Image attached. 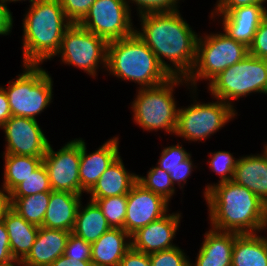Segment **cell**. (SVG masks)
I'll list each match as a JSON object with an SVG mask.
<instances>
[{
  "label": "cell",
  "instance_id": "6da1fadb",
  "mask_svg": "<svg viewBox=\"0 0 267 266\" xmlns=\"http://www.w3.org/2000/svg\"><path fill=\"white\" fill-rule=\"evenodd\" d=\"M181 13L178 10L139 15L135 32L171 77L187 78L195 65L199 32Z\"/></svg>",
  "mask_w": 267,
  "mask_h": 266
},
{
  "label": "cell",
  "instance_id": "7a4b0ae2",
  "mask_svg": "<svg viewBox=\"0 0 267 266\" xmlns=\"http://www.w3.org/2000/svg\"><path fill=\"white\" fill-rule=\"evenodd\" d=\"M204 201L210 228L239 234L263 231L267 204L233 180L213 185Z\"/></svg>",
  "mask_w": 267,
  "mask_h": 266
},
{
  "label": "cell",
  "instance_id": "3957f363",
  "mask_svg": "<svg viewBox=\"0 0 267 266\" xmlns=\"http://www.w3.org/2000/svg\"><path fill=\"white\" fill-rule=\"evenodd\" d=\"M22 15V64L44 65L59 52L66 29L72 24L59 0H39Z\"/></svg>",
  "mask_w": 267,
  "mask_h": 266
},
{
  "label": "cell",
  "instance_id": "277c9868",
  "mask_svg": "<svg viewBox=\"0 0 267 266\" xmlns=\"http://www.w3.org/2000/svg\"><path fill=\"white\" fill-rule=\"evenodd\" d=\"M106 74L121 82H134L136 89L155 87L171 78L136 32L108 42Z\"/></svg>",
  "mask_w": 267,
  "mask_h": 266
},
{
  "label": "cell",
  "instance_id": "5b68a950",
  "mask_svg": "<svg viewBox=\"0 0 267 266\" xmlns=\"http://www.w3.org/2000/svg\"><path fill=\"white\" fill-rule=\"evenodd\" d=\"M184 86L190 89L186 78L171 77L165 83L150 87L136 89L133 101L129 103L133 123L143 132H165L174 137L179 104L174 96L175 89Z\"/></svg>",
  "mask_w": 267,
  "mask_h": 266
},
{
  "label": "cell",
  "instance_id": "8992f818",
  "mask_svg": "<svg viewBox=\"0 0 267 266\" xmlns=\"http://www.w3.org/2000/svg\"><path fill=\"white\" fill-rule=\"evenodd\" d=\"M188 91L189 97H191L190 102H192L188 106L179 105L177 127L174 135L184 142L204 143L241 115L229 104L218 98L212 97V102L206 103L200 98L198 99L199 93L197 91H201L199 89L190 88Z\"/></svg>",
  "mask_w": 267,
  "mask_h": 266
},
{
  "label": "cell",
  "instance_id": "52a82bcc",
  "mask_svg": "<svg viewBox=\"0 0 267 266\" xmlns=\"http://www.w3.org/2000/svg\"><path fill=\"white\" fill-rule=\"evenodd\" d=\"M44 66L22 64L21 72L1 85L8 97L12 116L38 120L53 102L54 81ZM46 109V110H45Z\"/></svg>",
  "mask_w": 267,
  "mask_h": 266
},
{
  "label": "cell",
  "instance_id": "ba28073f",
  "mask_svg": "<svg viewBox=\"0 0 267 266\" xmlns=\"http://www.w3.org/2000/svg\"><path fill=\"white\" fill-rule=\"evenodd\" d=\"M249 55V48L232 39L223 30L202 32L197 39L196 61L186 78L190 88L198 89L201 81L209 83L220 72Z\"/></svg>",
  "mask_w": 267,
  "mask_h": 266
},
{
  "label": "cell",
  "instance_id": "9c48e42d",
  "mask_svg": "<svg viewBox=\"0 0 267 266\" xmlns=\"http://www.w3.org/2000/svg\"><path fill=\"white\" fill-rule=\"evenodd\" d=\"M205 87L211 97L236 110L235 101L239 102L241 98L257 93L267 96V60L249 54L220 72Z\"/></svg>",
  "mask_w": 267,
  "mask_h": 266
},
{
  "label": "cell",
  "instance_id": "30bf717a",
  "mask_svg": "<svg viewBox=\"0 0 267 266\" xmlns=\"http://www.w3.org/2000/svg\"><path fill=\"white\" fill-rule=\"evenodd\" d=\"M107 45L104 38L72 23L64 32L60 50L54 58H59L61 64L77 68L95 80L101 69L102 73L106 72Z\"/></svg>",
  "mask_w": 267,
  "mask_h": 266
},
{
  "label": "cell",
  "instance_id": "8fae6325",
  "mask_svg": "<svg viewBox=\"0 0 267 266\" xmlns=\"http://www.w3.org/2000/svg\"><path fill=\"white\" fill-rule=\"evenodd\" d=\"M133 13L125 0H96L78 24L110 42L135 32Z\"/></svg>",
  "mask_w": 267,
  "mask_h": 266
},
{
  "label": "cell",
  "instance_id": "7c38bea8",
  "mask_svg": "<svg viewBox=\"0 0 267 266\" xmlns=\"http://www.w3.org/2000/svg\"><path fill=\"white\" fill-rule=\"evenodd\" d=\"M54 150L50 142L43 157L52 191L80 194L81 137L72 138Z\"/></svg>",
  "mask_w": 267,
  "mask_h": 266
},
{
  "label": "cell",
  "instance_id": "4fadbf2b",
  "mask_svg": "<svg viewBox=\"0 0 267 266\" xmlns=\"http://www.w3.org/2000/svg\"><path fill=\"white\" fill-rule=\"evenodd\" d=\"M0 130L5 141L2 154L44 157L51 142L39 121L31 118L12 116Z\"/></svg>",
  "mask_w": 267,
  "mask_h": 266
},
{
  "label": "cell",
  "instance_id": "5bb4252c",
  "mask_svg": "<svg viewBox=\"0 0 267 266\" xmlns=\"http://www.w3.org/2000/svg\"><path fill=\"white\" fill-rule=\"evenodd\" d=\"M170 206L163 197L136 182L127 194L124 231L131 236L139 228L166 215L171 210Z\"/></svg>",
  "mask_w": 267,
  "mask_h": 266
},
{
  "label": "cell",
  "instance_id": "9a60e30c",
  "mask_svg": "<svg viewBox=\"0 0 267 266\" xmlns=\"http://www.w3.org/2000/svg\"><path fill=\"white\" fill-rule=\"evenodd\" d=\"M182 212L171 210L163 217L139 228L131 235V247L134 250L150 254L178 246L173 243L182 221ZM177 234V235H176Z\"/></svg>",
  "mask_w": 267,
  "mask_h": 266
},
{
  "label": "cell",
  "instance_id": "2e32d148",
  "mask_svg": "<svg viewBox=\"0 0 267 266\" xmlns=\"http://www.w3.org/2000/svg\"><path fill=\"white\" fill-rule=\"evenodd\" d=\"M267 16V5L241 6L220 14H210L208 17L232 39L249 47L253 41L257 28Z\"/></svg>",
  "mask_w": 267,
  "mask_h": 266
},
{
  "label": "cell",
  "instance_id": "e0dca14e",
  "mask_svg": "<svg viewBox=\"0 0 267 266\" xmlns=\"http://www.w3.org/2000/svg\"><path fill=\"white\" fill-rule=\"evenodd\" d=\"M120 137L108 138L96 150H87V143L81 137V158L79 168L80 195L87 193L94 187L100 176L120 155Z\"/></svg>",
  "mask_w": 267,
  "mask_h": 266
},
{
  "label": "cell",
  "instance_id": "ac0fdd59",
  "mask_svg": "<svg viewBox=\"0 0 267 266\" xmlns=\"http://www.w3.org/2000/svg\"><path fill=\"white\" fill-rule=\"evenodd\" d=\"M232 180L267 204V147L260 153L239 156Z\"/></svg>",
  "mask_w": 267,
  "mask_h": 266
},
{
  "label": "cell",
  "instance_id": "d6986e66",
  "mask_svg": "<svg viewBox=\"0 0 267 266\" xmlns=\"http://www.w3.org/2000/svg\"><path fill=\"white\" fill-rule=\"evenodd\" d=\"M207 229L194 257L195 262L190 258L189 266H231L236 232Z\"/></svg>",
  "mask_w": 267,
  "mask_h": 266
},
{
  "label": "cell",
  "instance_id": "ffe728a7",
  "mask_svg": "<svg viewBox=\"0 0 267 266\" xmlns=\"http://www.w3.org/2000/svg\"><path fill=\"white\" fill-rule=\"evenodd\" d=\"M71 232L39 227L35 243L21 261L23 266H50L64 255L66 241Z\"/></svg>",
  "mask_w": 267,
  "mask_h": 266
},
{
  "label": "cell",
  "instance_id": "44dd1931",
  "mask_svg": "<svg viewBox=\"0 0 267 266\" xmlns=\"http://www.w3.org/2000/svg\"><path fill=\"white\" fill-rule=\"evenodd\" d=\"M120 154L100 176L94 187L87 193V199H100L119 195H127L137 182V173L124 165Z\"/></svg>",
  "mask_w": 267,
  "mask_h": 266
},
{
  "label": "cell",
  "instance_id": "7402d4cb",
  "mask_svg": "<svg viewBox=\"0 0 267 266\" xmlns=\"http://www.w3.org/2000/svg\"><path fill=\"white\" fill-rule=\"evenodd\" d=\"M82 199L80 194L51 191L42 226L72 232Z\"/></svg>",
  "mask_w": 267,
  "mask_h": 266
},
{
  "label": "cell",
  "instance_id": "603a6c76",
  "mask_svg": "<svg viewBox=\"0 0 267 266\" xmlns=\"http://www.w3.org/2000/svg\"><path fill=\"white\" fill-rule=\"evenodd\" d=\"M91 246L93 266H120L125 253L131 248V236L121 228H111Z\"/></svg>",
  "mask_w": 267,
  "mask_h": 266
},
{
  "label": "cell",
  "instance_id": "cb8c5ba5",
  "mask_svg": "<svg viewBox=\"0 0 267 266\" xmlns=\"http://www.w3.org/2000/svg\"><path fill=\"white\" fill-rule=\"evenodd\" d=\"M9 236L12 257L22 261L35 243L39 226L27 222L22 216L9 207L1 217Z\"/></svg>",
  "mask_w": 267,
  "mask_h": 266
},
{
  "label": "cell",
  "instance_id": "d4e9b609",
  "mask_svg": "<svg viewBox=\"0 0 267 266\" xmlns=\"http://www.w3.org/2000/svg\"><path fill=\"white\" fill-rule=\"evenodd\" d=\"M231 266H267V238L263 232L236 233Z\"/></svg>",
  "mask_w": 267,
  "mask_h": 266
},
{
  "label": "cell",
  "instance_id": "484cf974",
  "mask_svg": "<svg viewBox=\"0 0 267 266\" xmlns=\"http://www.w3.org/2000/svg\"><path fill=\"white\" fill-rule=\"evenodd\" d=\"M110 229L107 219L95 201L88 199L84 206L83 202L80 203L73 234L92 244Z\"/></svg>",
  "mask_w": 267,
  "mask_h": 266
},
{
  "label": "cell",
  "instance_id": "4316f807",
  "mask_svg": "<svg viewBox=\"0 0 267 266\" xmlns=\"http://www.w3.org/2000/svg\"><path fill=\"white\" fill-rule=\"evenodd\" d=\"M1 158L4 160L1 184L8 193L43 163V157L1 154Z\"/></svg>",
  "mask_w": 267,
  "mask_h": 266
},
{
  "label": "cell",
  "instance_id": "83f0119b",
  "mask_svg": "<svg viewBox=\"0 0 267 266\" xmlns=\"http://www.w3.org/2000/svg\"><path fill=\"white\" fill-rule=\"evenodd\" d=\"M51 192L26 197H9L10 207L27 222L41 227L49 205Z\"/></svg>",
  "mask_w": 267,
  "mask_h": 266
},
{
  "label": "cell",
  "instance_id": "f1b7e54d",
  "mask_svg": "<svg viewBox=\"0 0 267 266\" xmlns=\"http://www.w3.org/2000/svg\"><path fill=\"white\" fill-rule=\"evenodd\" d=\"M146 176L137 174V182L145 189L163 197L169 203L176 195V188L172 182L170 174L157 165L152 166L146 172Z\"/></svg>",
  "mask_w": 267,
  "mask_h": 266
},
{
  "label": "cell",
  "instance_id": "f546056e",
  "mask_svg": "<svg viewBox=\"0 0 267 266\" xmlns=\"http://www.w3.org/2000/svg\"><path fill=\"white\" fill-rule=\"evenodd\" d=\"M234 153L225 150H216L208 153V160L206 161L208 164V168L211 172H214L219 176L217 182L207 183L203 189L202 196L205 198L206 192L215 184L221 182L231 181L234 176V170L236 168V164L238 158L234 157Z\"/></svg>",
  "mask_w": 267,
  "mask_h": 266
},
{
  "label": "cell",
  "instance_id": "4dcf8cb0",
  "mask_svg": "<svg viewBox=\"0 0 267 266\" xmlns=\"http://www.w3.org/2000/svg\"><path fill=\"white\" fill-rule=\"evenodd\" d=\"M51 191L52 188L49 182L48 172L42 163L9 193V197H26L37 193Z\"/></svg>",
  "mask_w": 267,
  "mask_h": 266
},
{
  "label": "cell",
  "instance_id": "1f68e13d",
  "mask_svg": "<svg viewBox=\"0 0 267 266\" xmlns=\"http://www.w3.org/2000/svg\"><path fill=\"white\" fill-rule=\"evenodd\" d=\"M90 200L97 203L111 228H121L124 230L127 212V195Z\"/></svg>",
  "mask_w": 267,
  "mask_h": 266
},
{
  "label": "cell",
  "instance_id": "d6a6232c",
  "mask_svg": "<svg viewBox=\"0 0 267 266\" xmlns=\"http://www.w3.org/2000/svg\"><path fill=\"white\" fill-rule=\"evenodd\" d=\"M177 144H169L164 146L159 152L160 156L156 165L171 174V171L183 165V161L187 160L192 154L183 147L182 142L177 140Z\"/></svg>",
  "mask_w": 267,
  "mask_h": 266
},
{
  "label": "cell",
  "instance_id": "836d02e7",
  "mask_svg": "<svg viewBox=\"0 0 267 266\" xmlns=\"http://www.w3.org/2000/svg\"><path fill=\"white\" fill-rule=\"evenodd\" d=\"M128 8L136 9V15L159 12H173L180 9L181 1L185 0H125ZM134 6V7H133ZM134 8V9H133Z\"/></svg>",
  "mask_w": 267,
  "mask_h": 266
},
{
  "label": "cell",
  "instance_id": "e575fe53",
  "mask_svg": "<svg viewBox=\"0 0 267 266\" xmlns=\"http://www.w3.org/2000/svg\"><path fill=\"white\" fill-rule=\"evenodd\" d=\"M151 266H189L190 257L181 246L149 254Z\"/></svg>",
  "mask_w": 267,
  "mask_h": 266
},
{
  "label": "cell",
  "instance_id": "d590c367",
  "mask_svg": "<svg viewBox=\"0 0 267 266\" xmlns=\"http://www.w3.org/2000/svg\"><path fill=\"white\" fill-rule=\"evenodd\" d=\"M91 248V243L71 232L66 241L64 255L76 260L91 261Z\"/></svg>",
  "mask_w": 267,
  "mask_h": 266
},
{
  "label": "cell",
  "instance_id": "8d00e7d4",
  "mask_svg": "<svg viewBox=\"0 0 267 266\" xmlns=\"http://www.w3.org/2000/svg\"><path fill=\"white\" fill-rule=\"evenodd\" d=\"M66 18L71 23H79L96 0H59Z\"/></svg>",
  "mask_w": 267,
  "mask_h": 266
},
{
  "label": "cell",
  "instance_id": "74e56055",
  "mask_svg": "<svg viewBox=\"0 0 267 266\" xmlns=\"http://www.w3.org/2000/svg\"><path fill=\"white\" fill-rule=\"evenodd\" d=\"M249 48V54L267 60V16L262 20Z\"/></svg>",
  "mask_w": 267,
  "mask_h": 266
},
{
  "label": "cell",
  "instance_id": "f35d334b",
  "mask_svg": "<svg viewBox=\"0 0 267 266\" xmlns=\"http://www.w3.org/2000/svg\"><path fill=\"white\" fill-rule=\"evenodd\" d=\"M194 162L195 160L192 159L191 155L187 160L183 161V165L171 171L170 177L172 182L175 187L177 185V189L179 188L182 191V194H185L183 192L188 181L187 179H189L190 176H192V172L199 167V164L197 163V165H195L196 162Z\"/></svg>",
  "mask_w": 267,
  "mask_h": 266
},
{
  "label": "cell",
  "instance_id": "ab89813d",
  "mask_svg": "<svg viewBox=\"0 0 267 266\" xmlns=\"http://www.w3.org/2000/svg\"><path fill=\"white\" fill-rule=\"evenodd\" d=\"M250 5H267V0H216L210 14H220L222 11H231L237 7Z\"/></svg>",
  "mask_w": 267,
  "mask_h": 266
},
{
  "label": "cell",
  "instance_id": "60d3db41",
  "mask_svg": "<svg viewBox=\"0 0 267 266\" xmlns=\"http://www.w3.org/2000/svg\"><path fill=\"white\" fill-rule=\"evenodd\" d=\"M13 262H15V259L12 257L7 229L2 219H0V266Z\"/></svg>",
  "mask_w": 267,
  "mask_h": 266
},
{
  "label": "cell",
  "instance_id": "b9f144b4",
  "mask_svg": "<svg viewBox=\"0 0 267 266\" xmlns=\"http://www.w3.org/2000/svg\"><path fill=\"white\" fill-rule=\"evenodd\" d=\"M120 266H151L149 254L134 250L131 247L122 258Z\"/></svg>",
  "mask_w": 267,
  "mask_h": 266
},
{
  "label": "cell",
  "instance_id": "7bdbcfd3",
  "mask_svg": "<svg viewBox=\"0 0 267 266\" xmlns=\"http://www.w3.org/2000/svg\"><path fill=\"white\" fill-rule=\"evenodd\" d=\"M14 24L13 12L0 0V36H9Z\"/></svg>",
  "mask_w": 267,
  "mask_h": 266
},
{
  "label": "cell",
  "instance_id": "ee69618b",
  "mask_svg": "<svg viewBox=\"0 0 267 266\" xmlns=\"http://www.w3.org/2000/svg\"><path fill=\"white\" fill-rule=\"evenodd\" d=\"M12 117L7 94L0 84V127Z\"/></svg>",
  "mask_w": 267,
  "mask_h": 266
},
{
  "label": "cell",
  "instance_id": "f6af8a7d",
  "mask_svg": "<svg viewBox=\"0 0 267 266\" xmlns=\"http://www.w3.org/2000/svg\"><path fill=\"white\" fill-rule=\"evenodd\" d=\"M50 266H93L91 261H81L67 258L65 255L58 257Z\"/></svg>",
  "mask_w": 267,
  "mask_h": 266
},
{
  "label": "cell",
  "instance_id": "bcb514c9",
  "mask_svg": "<svg viewBox=\"0 0 267 266\" xmlns=\"http://www.w3.org/2000/svg\"><path fill=\"white\" fill-rule=\"evenodd\" d=\"M10 207L9 193L6 188L0 185V219L4 215L5 211Z\"/></svg>",
  "mask_w": 267,
  "mask_h": 266
},
{
  "label": "cell",
  "instance_id": "7dc6e473",
  "mask_svg": "<svg viewBox=\"0 0 267 266\" xmlns=\"http://www.w3.org/2000/svg\"><path fill=\"white\" fill-rule=\"evenodd\" d=\"M1 1L6 5L7 8H9L10 3H16V2H18V3L22 2L23 3V2L28 1V4L30 3V5H32L39 0H1Z\"/></svg>",
  "mask_w": 267,
  "mask_h": 266
},
{
  "label": "cell",
  "instance_id": "c3c4849f",
  "mask_svg": "<svg viewBox=\"0 0 267 266\" xmlns=\"http://www.w3.org/2000/svg\"><path fill=\"white\" fill-rule=\"evenodd\" d=\"M267 214H266V218H265V222H264V227H263V234H266L265 236H266V238H267Z\"/></svg>",
  "mask_w": 267,
  "mask_h": 266
},
{
  "label": "cell",
  "instance_id": "681fc988",
  "mask_svg": "<svg viewBox=\"0 0 267 266\" xmlns=\"http://www.w3.org/2000/svg\"><path fill=\"white\" fill-rule=\"evenodd\" d=\"M4 266H23L21 261H15L11 264H8V265H4Z\"/></svg>",
  "mask_w": 267,
  "mask_h": 266
}]
</instances>
